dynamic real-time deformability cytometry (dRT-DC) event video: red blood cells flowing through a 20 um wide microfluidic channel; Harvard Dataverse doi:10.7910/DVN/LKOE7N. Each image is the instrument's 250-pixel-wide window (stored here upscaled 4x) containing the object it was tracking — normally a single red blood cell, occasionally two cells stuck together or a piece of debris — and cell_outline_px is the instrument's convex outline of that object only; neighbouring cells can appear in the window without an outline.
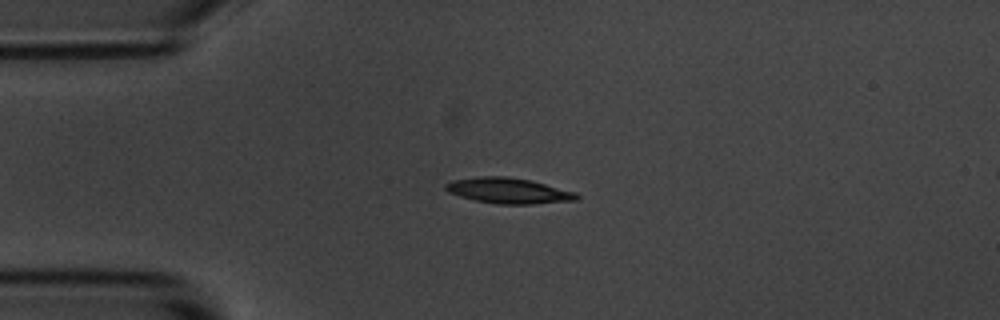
{"species": "common noctule bat (a hibernating species)", "species_latin": "Nyctalus noctula", "temperature_condition": "room temperature", "stored_images_in_passage": 13, "camera_frame_rate_fps": 3000, "um_per_image_px": 0.085, "animal": {"sex": "male", "body_mass_g": 20.1, "forearm_length_mm": 53.5}, "frame": {"image": 1, "passage_image": 2, "time_ms": 2.0, "image_size_px": [1000, 320], "cell_outline_px": [[580, 196], [576, 200], [532, 204], [496, 204], [476, 200], [460, 196], [448, 192], [444, 188], [444, 184], [452, 180], [480, 176], [508, 176], [532, 180], [576, 192]], "centroid_in_image_um": [43.22, 16.2], "position_along_channel_um": 41.8, "area_um2": 19.65}}
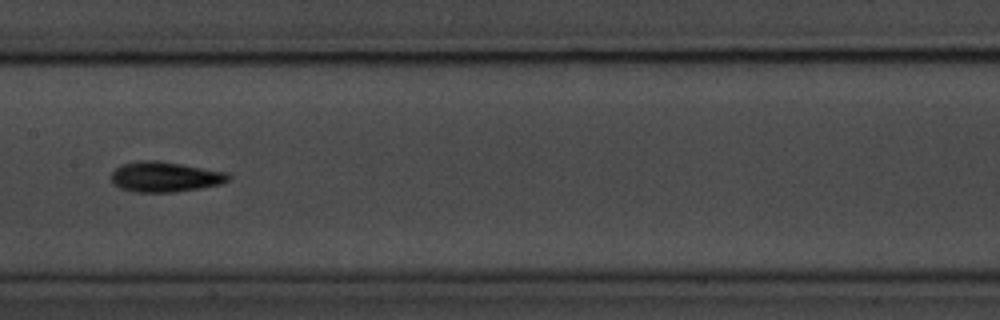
{"frame": {"image": 2, "passage_image": 6, "time_ms": 6.667, "image_size_px": [1000, 320], "cell_outline_px": [[232, 176], [228, 180], [220, 184], [200, 188], [172, 192], [136, 192], [120, 188], [112, 184], [112, 172], [120, 164], [140, 160], [160, 160], [228, 172]], "centroid_in_image_um": [14.02, 15.02], "position_along_channel_um": 193.4, "area_um2": 20.81}}
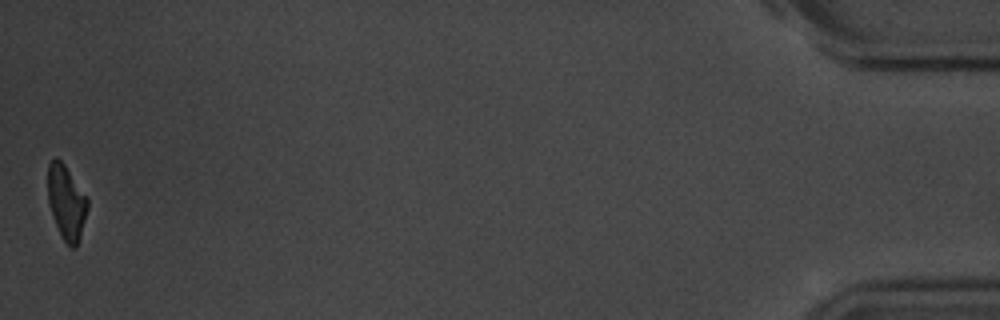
{"frame": {"image": 3, "passage_image": 13, "time_ms": 15.667, "image_size_px": [1000, 320], "cell_outline_px": [[88, 208], [80, 236], [76, 248], [72, 248], [60, 236], [48, 200], [48, 164], [56, 156], [64, 164], [88, 196]], "centroid_in_image_um": [5.66, 17.18], "position_along_channel_um": 429.5, "area_um2": 17.17}, "authors_computed_cell_mechanics": {"area_um2": 19.4208, "velocity_mm_per_s": 3.6799, "shape_relaxation_time_tau1_ms": 2.0226, "shape_relaxation_time_tau2_ms": null, "deformation_change_tau1": 0.0955, "deformation_change_tau2": null}}